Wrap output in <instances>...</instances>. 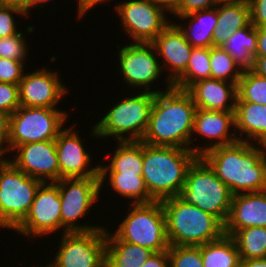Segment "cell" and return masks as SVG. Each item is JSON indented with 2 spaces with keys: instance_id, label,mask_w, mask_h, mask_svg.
Segmentation results:
<instances>
[{
  "instance_id": "30bf717a",
  "label": "cell",
  "mask_w": 266,
  "mask_h": 267,
  "mask_svg": "<svg viewBox=\"0 0 266 267\" xmlns=\"http://www.w3.org/2000/svg\"><path fill=\"white\" fill-rule=\"evenodd\" d=\"M59 188L61 221L64 233L90 232L103 226L81 225L77 221L89 213L100 198V178H64L54 182ZM86 214V215H85Z\"/></svg>"
},
{
  "instance_id": "c3c4849f",
  "label": "cell",
  "mask_w": 266,
  "mask_h": 267,
  "mask_svg": "<svg viewBox=\"0 0 266 267\" xmlns=\"http://www.w3.org/2000/svg\"><path fill=\"white\" fill-rule=\"evenodd\" d=\"M0 5L15 6L21 8L28 16V0H0Z\"/></svg>"
},
{
  "instance_id": "ffe728a7",
  "label": "cell",
  "mask_w": 266,
  "mask_h": 267,
  "mask_svg": "<svg viewBox=\"0 0 266 267\" xmlns=\"http://www.w3.org/2000/svg\"><path fill=\"white\" fill-rule=\"evenodd\" d=\"M255 226L266 227V190L233 195L225 235L233 236L238 230Z\"/></svg>"
},
{
  "instance_id": "681fc988",
  "label": "cell",
  "mask_w": 266,
  "mask_h": 267,
  "mask_svg": "<svg viewBox=\"0 0 266 267\" xmlns=\"http://www.w3.org/2000/svg\"><path fill=\"white\" fill-rule=\"evenodd\" d=\"M49 0H28V15L31 8H38L39 6L43 7L45 3H47ZM51 1V0H50Z\"/></svg>"
},
{
  "instance_id": "83f0119b",
  "label": "cell",
  "mask_w": 266,
  "mask_h": 267,
  "mask_svg": "<svg viewBox=\"0 0 266 267\" xmlns=\"http://www.w3.org/2000/svg\"><path fill=\"white\" fill-rule=\"evenodd\" d=\"M111 190L123 198L131 200V204L150 203L155 201L149 194L145 180L142 175L117 173V172H99L101 188L107 176Z\"/></svg>"
},
{
  "instance_id": "2e32d148",
  "label": "cell",
  "mask_w": 266,
  "mask_h": 267,
  "mask_svg": "<svg viewBox=\"0 0 266 267\" xmlns=\"http://www.w3.org/2000/svg\"><path fill=\"white\" fill-rule=\"evenodd\" d=\"M16 155L11 161L26 175L41 180L43 183L60 180L55 140L25 143L14 150ZM49 179V180H48Z\"/></svg>"
},
{
  "instance_id": "4fadbf2b",
  "label": "cell",
  "mask_w": 266,
  "mask_h": 267,
  "mask_svg": "<svg viewBox=\"0 0 266 267\" xmlns=\"http://www.w3.org/2000/svg\"><path fill=\"white\" fill-rule=\"evenodd\" d=\"M118 51L119 71L126 85L148 92H162L150 88L162 75L157 51L152 43L133 42ZM156 80V81H155Z\"/></svg>"
},
{
  "instance_id": "f6af8a7d",
  "label": "cell",
  "mask_w": 266,
  "mask_h": 267,
  "mask_svg": "<svg viewBox=\"0 0 266 267\" xmlns=\"http://www.w3.org/2000/svg\"><path fill=\"white\" fill-rule=\"evenodd\" d=\"M160 8L164 9L166 13H171L172 15L177 11L181 0H150Z\"/></svg>"
},
{
  "instance_id": "816d5d0a",
  "label": "cell",
  "mask_w": 266,
  "mask_h": 267,
  "mask_svg": "<svg viewBox=\"0 0 266 267\" xmlns=\"http://www.w3.org/2000/svg\"><path fill=\"white\" fill-rule=\"evenodd\" d=\"M7 158H4V154L0 153V165L6 160Z\"/></svg>"
},
{
  "instance_id": "8d00e7d4",
  "label": "cell",
  "mask_w": 266,
  "mask_h": 267,
  "mask_svg": "<svg viewBox=\"0 0 266 267\" xmlns=\"http://www.w3.org/2000/svg\"><path fill=\"white\" fill-rule=\"evenodd\" d=\"M25 61L0 58V82L18 85L23 77Z\"/></svg>"
},
{
  "instance_id": "f1b7e54d",
  "label": "cell",
  "mask_w": 266,
  "mask_h": 267,
  "mask_svg": "<svg viewBox=\"0 0 266 267\" xmlns=\"http://www.w3.org/2000/svg\"><path fill=\"white\" fill-rule=\"evenodd\" d=\"M204 267H239L240 254L232 236L221 238L201 245Z\"/></svg>"
},
{
  "instance_id": "484cf974",
  "label": "cell",
  "mask_w": 266,
  "mask_h": 267,
  "mask_svg": "<svg viewBox=\"0 0 266 267\" xmlns=\"http://www.w3.org/2000/svg\"><path fill=\"white\" fill-rule=\"evenodd\" d=\"M117 148L109 164L99 165V172H117L142 175L143 173V142L116 141Z\"/></svg>"
},
{
  "instance_id": "277c9868",
  "label": "cell",
  "mask_w": 266,
  "mask_h": 267,
  "mask_svg": "<svg viewBox=\"0 0 266 267\" xmlns=\"http://www.w3.org/2000/svg\"><path fill=\"white\" fill-rule=\"evenodd\" d=\"M161 203L169 245L200 246L225 234L224 224L218 218L186 203L179 196L164 199Z\"/></svg>"
},
{
  "instance_id": "ac0fdd59",
  "label": "cell",
  "mask_w": 266,
  "mask_h": 267,
  "mask_svg": "<svg viewBox=\"0 0 266 267\" xmlns=\"http://www.w3.org/2000/svg\"><path fill=\"white\" fill-rule=\"evenodd\" d=\"M230 128L235 130V112L197 108L194 115V133L192 136L197 133V135L208 138L211 142L203 147L191 145V151L200 157L213 148L236 143L239 139L235 132L229 133Z\"/></svg>"
},
{
  "instance_id": "5bb4252c",
  "label": "cell",
  "mask_w": 266,
  "mask_h": 267,
  "mask_svg": "<svg viewBox=\"0 0 266 267\" xmlns=\"http://www.w3.org/2000/svg\"><path fill=\"white\" fill-rule=\"evenodd\" d=\"M62 228L59 188L54 182L42 183L24 220L14 229L25 237L51 235Z\"/></svg>"
},
{
  "instance_id": "e0dca14e",
  "label": "cell",
  "mask_w": 266,
  "mask_h": 267,
  "mask_svg": "<svg viewBox=\"0 0 266 267\" xmlns=\"http://www.w3.org/2000/svg\"><path fill=\"white\" fill-rule=\"evenodd\" d=\"M73 126L76 125L62 129L55 140L60 179L100 178L99 165L88 168L92 162L91 155L85 150L78 131H73Z\"/></svg>"
},
{
  "instance_id": "bcb514c9",
  "label": "cell",
  "mask_w": 266,
  "mask_h": 267,
  "mask_svg": "<svg viewBox=\"0 0 266 267\" xmlns=\"http://www.w3.org/2000/svg\"><path fill=\"white\" fill-rule=\"evenodd\" d=\"M256 55H266V26L257 27V51Z\"/></svg>"
},
{
  "instance_id": "7dc6e473",
  "label": "cell",
  "mask_w": 266,
  "mask_h": 267,
  "mask_svg": "<svg viewBox=\"0 0 266 267\" xmlns=\"http://www.w3.org/2000/svg\"><path fill=\"white\" fill-rule=\"evenodd\" d=\"M239 267H266V258L241 259Z\"/></svg>"
},
{
  "instance_id": "836d02e7",
  "label": "cell",
  "mask_w": 266,
  "mask_h": 267,
  "mask_svg": "<svg viewBox=\"0 0 266 267\" xmlns=\"http://www.w3.org/2000/svg\"><path fill=\"white\" fill-rule=\"evenodd\" d=\"M169 267H204L200 246L170 245Z\"/></svg>"
},
{
  "instance_id": "3957f363",
  "label": "cell",
  "mask_w": 266,
  "mask_h": 267,
  "mask_svg": "<svg viewBox=\"0 0 266 267\" xmlns=\"http://www.w3.org/2000/svg\"><path fill=\"white\" fill-rule=\"evenodd\" d=\"M198 158L190 149L143 143V173L155 201L179 196L189 167Z\"/></svg>"
},
{
  "instance_id": "ab89813d",
  "label": "cell",
  "mask_w": 266,
  "mask_h": 267,
  "mask_svg": "<svg viewBox=\"0 0 266 267\" xmlns=\"http://www.w3.org/2000/svg\"><path fill=\"white\" fill-rule=\"evenodd\" d=\"M250 21L255 27L266 26V0H251Z\"/></svg>"
},
{
  "instance_id": "ba28073f",
  "label": "cell",
  "mask_w": 266,
  "mask_h": 267,
  "mask_svg": "<svg viewBox=\"0 0 266 267\" xmlns=\"http://www.w3.org/2000/svg\"><path fill=\"white\" fill-rule=\"evenodd\" d=\"M43 182L26 175L7 158L0 165V227L14 230L26 217Z\"/></svg>"
},
{
  "instance_id": "44dd1931",
  "label": "cell",
  "mask_w": 266,
  "mask_h": 267,
  "mask_svg": "<svg viewBox=\"0 0 266 267\" xmlns=\"http://www.w3.org/2000/svg\"><path fill=\"white\" fill-rule=\"evenodd\" d=\"M185 91L197 108L235 112L237 83L212 78L203 79L191 84Z\"/></svg>"
},
{
  "instance_id": "d4e9b609",
  "label": "cell",
  "mask_w": 266,
  "mask_h": 267,
  "mask_svg": "<svg viewBox=\"0 0 266 267\" xmlns=\"http://www.w3.org/2000/svg\"><path fill=\"white\" fill-rule=\"evenodd\" d=\"M250 7L246 4H218V21L213 33V47H221L236 30L247 27Z\"/></svg>"
},
{
  "instance_id": "6da1fadb",
  "label": "cell",
  "mask_w": 266,
  "mask_h": 267,
  "mask_svg": "<svg viewBox=\"0 0 266 267\" xmlns=\"http://www.w3.org/2000/svg\"><path fill=\"white\" fill-rule=\"evenodd\" d=\"M200 157L233 195L266 190V145L237 141Z\"/></svg>"
},
{
  "instance_id": "7402d4cb",
  "label": "cell",
  "mask_w": 266,
  "mask_h": 267,
  "mask_svg": "<svg viewBox=\"0 0 266 267\" xmlns=\"http://www.w3.org/2000/svg\"><path fill=\"white\" fill-rule=\"evenodd\" d=\"M235 129L239 141L266 145V105L236 101Z\"/></svg>"
},
{
  "instance_id": "74e56055",
  "label": "cell",
  "mask_w": 266,
  "mask_h": 267,
  "mask_svg": "<svg viewBox=\"0 0 266 267\" xmlns=\"http://www.w3.org/2000/svg\"><path fill=\"white\" fill-rule=\"evenodd\" d=\"M19 107L18 85L0 82V110L11 115Z\"/></svg>"
},
{
  "instance_id": "60d3db41",
  "label": "cell",
  "mask_w": 266,
  "mask_h": 267,
  "mask_svg": "<svg viewBox=\"0 0 266 267\" xmlns=\"http://www.w3.org/2000/svg\"><path fill=\"white\" fill-rule=\"evenodd\" d=\"M10 115L0 110V153H8ZM6 144V145H4Z\"/></svg>"
},
{
  "instance_id": "7a4b0ae2",
  "label": "cell",
  "mask_w": 266,
  "mask_h": 267,
  "mask_svg": "<svg viewBox=\"0 0 266 267\" xmlns=\"http://www.w3.org/2000/svg\"><path fill=\"white\" fill-rule=\"evenodd\" d=\"M196 105L185 91L170 88L155 95L149 124L142 142L191 150Z\"/></svg>"
},
{
  "instance_id": "9c48e42d",
  "label": "cell",
  "mask_w": 266,
  "mask_h": 267,
  "mask_svg": "<svg viewBox=\"0 0 266 267\" xmlns=\"http://www.w3.org/2000/svg\"><path fill=\"white\" fill-rule=\"evenodd\" d=\"M67 114L65 110L20 106L10 115L8 152L25 143L56 140Z\"/></svg>"
},
{
  "instance_id": "b9f144b4",
  "label": "cell",
  "mask_w": 266,
  "mask_h": 267,
  "mask_svg": "<svg viewBox=\"0 0 266 267\" xmlns=\"http://www.w3.org/2000/svg\"><path fill=\"white\" fill-rule=\"evenodd\" d=\"M142 267H169L168 250L154 252Z\"/></svg>"
},
{
  "instance_id": "9a60e30c",
  "label": "cell",
  "mask_w": 266,
  "mask_h": 267,
  "mask_svg": "<svg viewBox=\"0 0 266 267\" xmlns=\"http://www.w3.org/2000/svg\"><path fill=\"white\" fill-rule=\"evenodd\" d=\"M34 70L24 73L18 84L19 103L25 107H44L57 109L56 104L61 101L68 88L63 85L58 72L52 69Z\"/></svg>"
},
{
  "instance_id": "f35d334b",
  "label": "cell",
  "mask_w": 266,
  "mask_h": 267,
  "mask_svg": "<svg viewBox=\"0 0 266 267\" xmlns=\"http://www.w3.org/2000/svg\"><path fill=\"white\" fill-rule=\"evenodd\" d=\"M219 3L220 0H181L174 15L176 17L189 15L194 12L216 7Z\"/></svg>"
},
{
  "instance_id": "4dcf8cb0",
  "label": "cell",
  "mask_w": 266,
  "mask_h": 267,
  "mask_svg": "<svg viewBox=\"0 0 266 267\" xmlns=\"http://www.w3.org/2000/svg\"><path fill=\"white\" fill-rule=\"evenodd\" d=\"M239 250L240 259L266 258V227H249L232 236Z\"/></svg>"
},
{
  "instance_id": "f907efd6",
  "label": "cell",
  "mask_w": 266,
  "mask_h": 267,
  "mask_svg": "<svg viewBox=\"0 0 266 267\" xmlns=\"http://www.w3.org/2000/svg\"><path fill=\"white\" fill-rule=\"evenodd\" d=\"M251 0H220V3L226 4H246L249 5Z\"/></svg>"
},
{
  "instance_id": "7bdbcfd3",
  "label": "cell",
  "mask_w": 266,
  "mask_h": 267,
  "mask_svg": "<svg viewBox=\"0 0 266 267\" xmlns=\"http://www.w3.org/2000/svg\"><path fill=\"white\" fill-rule=\"evenodd\" d=\"M107 2L109 0H77V12H78V19H81L82 16H85V13H88L93 6L97 5L98 3Z\"/></svg>"
},
{
  "instance_id": "d6986e66",
  "label": "cell",
  "mask_w": 266,
  "mask_h": 267,
  "mask_svg": "<svg viewBox=\"0 0 266 267\" xmlns=\"http://www.w3.org/2000/svg\"><path fill=\"white\" fill-rule=\"evenodd\" d=\"M157 55L162 59V69L167 67V89L173 87V83L185 72L189 58L194 48L184 37L183 33L174 24L170 23L152 42ZM165 65V67H164ZM169 67V68H168ZM170 73V74H169Z\"/></svg>"
},
{
  "instance_id": "d590c367",
  "label": "cell",
  "mask_w": 266,
  "mask_h": 267,
  "mask_svg": "<svg viewBox=\"0 0 266 267\" xmlns=\"http://www.w3.org/2000/svg\"><path fill=\"white\" fill-rule=\"evenodd\" d=\"M13 14L27 16L26 12L21 8L8 5H0V38L12 36L19 31L16 27Z\"/></svg>"
},
{
  "instance_id": "52a82bcc",
  "label": "cell",
  "mask_w": 266,
  "mask_h": 267,
  "mask_svg": "<svg viewBox=\"0 0 266 267\" xmlns=\"http://www.w3.org/2000/svg\"><path fill=\"white\" fill-rule=\"evenodd\" d=\"M129 206V213L113 234L122 241L149 248L153 252L168 250L170 245L161 201Z\"/></svg>"
},
{
  "instance_id": "7c38bea8",
  "label": "cell",
  "mask_w": 266,
  "mask_h": 267,
  "mask_svg": "<svg viewBox=\"0 0 266 267\" xmlns=\"http://www.w3.org/2000/svg\"><path fill=\"white\" fill-rule=\"evenodd\" d=\"M114 10L132 42L152 43L171 23L166 11L150 0L123 1Z\"/></svg>"
},
{
  "instance_id": "603a6c76",
  "label": "cell",
  "mask_w": 266,
  "mask_h": 267,
  "mask_svg": "<svg viewBox=\"0 0 266 267\" xmlns=\"http://www.w3.org/2000/svg\"><path fill=\"white\" fill-rule=\"evenodd\" d=\"M180 20H189L188 25L174 23L183 33L186 40L193 47H213V33L218 21V5L213 8L201 10L177 17ZM188 26V28H187Z\"/></svg>"
},
{
  "instance_id": "1f68e13d",
  "label": "cell",
  "mask_w": 266,
  "mask_h": 267,
  "mask_svg": "<svg viewBox=\"0 0 266 267\" xmlns=\"http://www.w3.org/2000/svg\"><path fill=\"white\" fill-rule=\"evenodd\" d=\"M210 68L212 79L237 84L243 72L233 57L222 47L210 48Z\"/></svg>"
},
{
  "instance_id": "4316f807",
  "label": "cell",
  "mask_w": 266,
  "mask_h": 267,
  "mask_svg": "<svg viewBox=\"0 0 266 267\" xmlns=\"http://www.w3.org/2000/svg\"><path fill=\"white\" fill-rule=\"evenodd\" d=\"M243 70H251L257 51V27L250 23L247 27L236 30L221 46Z\"/></svg>"
},
{
  "instance_id": "f546056e",
  "label": "cell",
  "mask_w": 266,
  "mask_h": 267,
  "mask_svg": "<svg viewBox=\"0 0 266 267\" xmlns=\"http://www.w3.org/2000/svg\"><path fill=\"white\" fill-rule=\"evenodd\" d=\"M211 78L210 48L194 47L189 58L187 69L173 83V87L186 90L191 84Z\"/></svg>"
},
{
  "instance_id": "d6a6232c",
  "label": "cell",
  "mask_w": 266,
  "mask_h": 267,
  "mask_svg": "<svg viewBox=\"0 0 266 267\" xmlns=\"http://www.w3.org/2000/svg\"><path fill=\"white\" fill-rule=\"evenodd\" d=\"M237 95L236 101L266 105V78L251 70L243 71L237 84Z\"/></svg>"
},
{
  "instance_id": "cb8c5ba5",
  "label": "cell",
  "mask_w": 266,
  "mask_h": 267,
  "mask_svg": "<svg viewBox=\"0 0 266 267\" xmlns=\"http://www.w3.org/2000/svg\"><path fill=\"white\" fill-rule=\"evenodd\" d=\"M106 229V267H142L154 253L146 247L118 239Z\"/></svg>"
},
{
  "instance_id": "8fae6325",
  "label": "cell",
  "mask_w": 266,
  "mask_h": 267,
  "mask_svg": "<svg viewBox=\"0 0 266 267\" xmlns=\"http://www.w3.org/2000/svg\"><path fill=\"white\" fill-rule=\"evenodd\" d=\"M58 252L46 267H106L105 227L90 232L62 233Z\"/></svg>"
},
{
  "instance_id": "ee69618b",
  "label": "cell",
  "mask_w": 266,
  "mask_h": 267,
  "mask_svg": "<svg viewBox=\"0 0 266 267\" xmlns=\"http://www.w3.org/2000/svg\"><path fill=\"white\" fill-rule=\"evenodd\" d=\"M251 71L266 78V55H255L254 65Z\"/></svg>"
},
{
  "instance_id": "8992f818",
  "label": "cell",
  "mask_w": 266,
  "mask_h": 267,
  "mask_svg": "<svg viewBox=\"0 0 266 267\" xmlns=\"http://www.w3.org/2000/svg\"><path fill=\"white\" fill-rule=\"evenodd\" d=\"M179 197L188 204L226 223L233 194L230 189L215 175L210 166L198 157L189 167L185 185Z\"/></svg>"
},
{
  "instance_id": "5b68a950",
  "label": "cell",
  "mask_w": 266,
  "mask_h": 267,
  "mask_svg": "<svg viewBox=\"0 0 266 267\" xmlns=\"http://www.w3.org/2000/svg\"><path fill=\"white\" fill-rule=\"evenodd\" d=\"M115 104L93 125L91 134L97 138L114 137L117 141H141L149 124L155 92L140 91ZM127 134V135H126Z\"/></svg>"
},
{
  "instance_id": "e575fe53",
  "label": "cell",
  "mask_w": 266,
  "mask_h": 267,
  "mask_svg": "<svg viewBox=\"0 0 266 267\" xmlns=\"http://www.w3.org/2000/svg\"><path fill=\"white\" fill-rule=\"evenodd\" d=\"M23 36V33L19 30L15 35L0 38V58L26 61L28 42L25 41Z\"/></svg>"
}]
</instances>
